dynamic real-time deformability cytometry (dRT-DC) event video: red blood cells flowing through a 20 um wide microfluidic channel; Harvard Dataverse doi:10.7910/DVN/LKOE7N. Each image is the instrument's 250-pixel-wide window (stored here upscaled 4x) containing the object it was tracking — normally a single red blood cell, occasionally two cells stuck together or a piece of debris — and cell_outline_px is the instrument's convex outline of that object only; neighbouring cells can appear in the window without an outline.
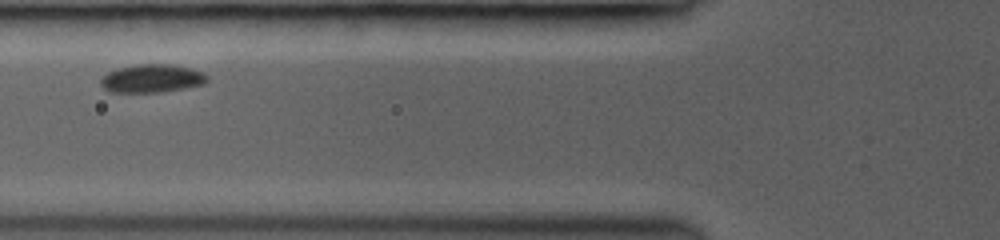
{"species": "common noctule bat (a hibernating species)", "species_latin": "Nyctalus noctula", "temperature_condition": "room temperature", "stored_images_in_passage": 5, "camera_frame_rate_fps": 3000, "um_per_image_px": 0.085, "animal": {"sex": "female", "body_mass_g": 19.0, "forearm_length_mm": 53.3}, "frame": {"image": 1, "passage_image": 4, "time_ms": 2.0, "image_size_px": [1000, 240], "cell_outline_px": [[208, 80], [204, 84], [184, 88], [160, 92], [108, 92], [100, 84], [100, 80], [108, 72], [116, 68], [136, 64], [172, 64], [192, 68], [204, 72], [208, 76]], "centroid_in_image_um": [12.92, 6.66], "position_along_channel_um": 112.9, "area_um2": 17.69}}